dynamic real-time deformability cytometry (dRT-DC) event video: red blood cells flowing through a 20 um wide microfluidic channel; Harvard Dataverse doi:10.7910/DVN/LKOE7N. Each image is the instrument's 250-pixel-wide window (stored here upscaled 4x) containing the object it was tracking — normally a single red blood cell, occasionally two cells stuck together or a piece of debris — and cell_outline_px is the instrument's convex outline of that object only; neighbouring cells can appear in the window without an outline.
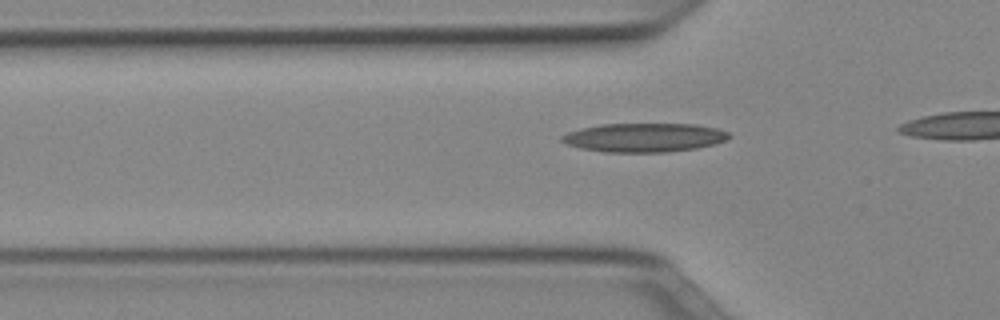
{"species": "Egyptian fruit bat (a non-hibernating species)", "species_latin": "Rousettus aegyptiacus", "temperature_condition": "cold", "stored_images_in_passage": 15, "camera_frame_rate_fps": 3000, "um_per_image_px": 0.085, "animal": {"sex": "female"}, "frame": {"image": 1, "passage_image": 9, "time_ms": 2.667, "image_size_px": [1000, 320], "cell_outline_px": [[732, 136], [728, 140], [696, 148], [668, 152], [604, 152], [580, 148], [568, 144], [560, 140], [560, 136], [568, 132], [580, 128], [600, 124], [696, 124], [716, 128], [728, 132]], "centroid_in_image_um": [54.75, 11.69], "position_along_channel_um": 71.0, "area_um2": 28.21}}
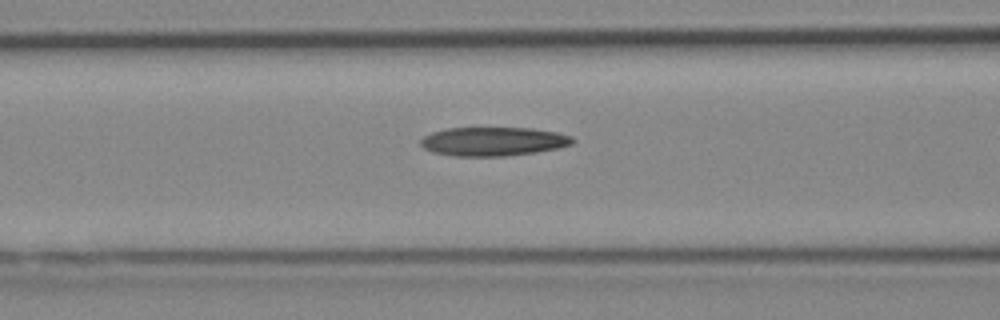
{"frame": {"image": 2, "passage_image": 13, "time_ms": 4.0, "image_size_px": [1000, 320], "cell_outline_px": [[576, 140], [572, 144], [560, 148], [536, 152], [504, 156], [452, 156], [432, 152], [424, 148], [420, 144], [420, 140], [424, 136], [432, 132], [448, 128], [532, 128], [556, 132], [572, 136]], "centroid_in_image_um": [41.94, 12.02], "position_along_channel_um": 124.7, "area_um2": 25.66}}